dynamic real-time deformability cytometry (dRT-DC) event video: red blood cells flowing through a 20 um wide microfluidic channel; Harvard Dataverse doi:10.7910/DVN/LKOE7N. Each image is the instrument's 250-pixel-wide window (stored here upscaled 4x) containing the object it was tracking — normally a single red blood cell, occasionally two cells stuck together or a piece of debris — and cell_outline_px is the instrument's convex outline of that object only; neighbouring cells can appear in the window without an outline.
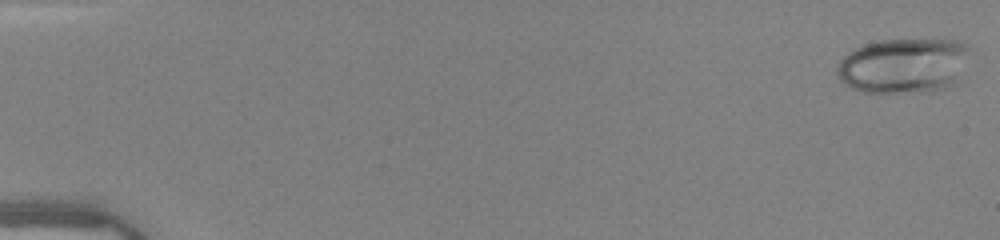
{"species": "human", "species_latin": "Homo sapiens", "temperature_condition": "warm", "stored_images_in_passage": 50, "camera_frame_rate_fps": 3000, "um_per_image_px": 0.085, "donor": {"sex": "female"}, "frame": {"image": 1, "passage_image": 1, "time_ms": 0.0, "image_size_px": [1000, 240], "cell_outline_px": [[968, 48], [960, 80], [956, 84], [932, 92], [864, 92], [852, 88], [840, 80], [836, 72], [836, 68], [840, 60], [848, 52], [864, 44], [880, 40], [960, 40], [968, 44]], "centroid_in_image_um": [76.81, 5.59], "position_along_channel_um": 8.2, "area_um2": 42.77}}
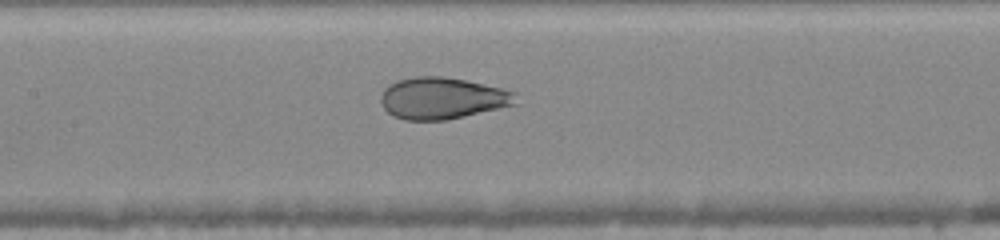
{"frame": {"image": 2, "passage_image": 25, "time_ms": 8.0, "image_size_px": [1000, 240], "cell_outline_px": [[516, 104], [448, 120], [404, 120], [392, 116], [384, 108], [380, 100], [380, 96], [384, 88], [388, 84], [396, 80], [416, 76], [444, 76], [464, 80], [500, 88], [516, 92]], "centroid_in_image_um": [37.54, 8.35], "position_along_channel_um": 169.9, "area_um2": 32.83}}
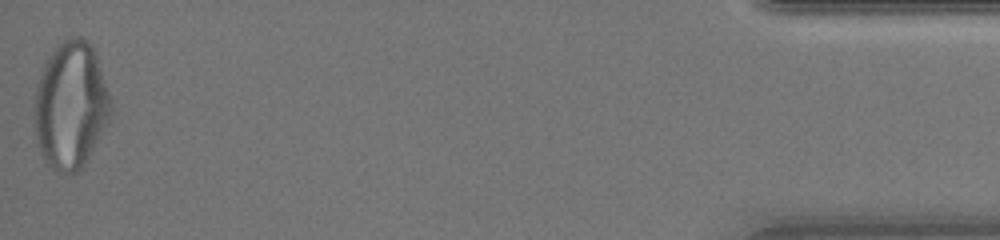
{"frame": {"image": 3, "passage_image": 50, "time_ms": 16.333, "image_size_px": [1000, 240], "cell_outline_px": [[112, 112], [104, 128], [80, 172], [60, 172], [48, 164], [40, 148], [36, 136], [36, 84], [44, 64], [52, 52], [64, 40], [72, 36], [80, 36], [88, 40], [96, 52], [112, 104]], "centroid_in_image_um": [6.05, 8.91], "position_along_channel_um": 429.2, "area_um2": 55.72}, "authors_computed_cell_mechanics": {"area_um2": 38.6104, "velocity_mm_per_s": 4.0891, "shape_relaxation_time_tau1_ms": 4.6319, "shape_relaxation_time_tau2_ms": 0.6401, "deformation_change_tau1": 0.1812, "deformation_change_tau2": 0.05}}